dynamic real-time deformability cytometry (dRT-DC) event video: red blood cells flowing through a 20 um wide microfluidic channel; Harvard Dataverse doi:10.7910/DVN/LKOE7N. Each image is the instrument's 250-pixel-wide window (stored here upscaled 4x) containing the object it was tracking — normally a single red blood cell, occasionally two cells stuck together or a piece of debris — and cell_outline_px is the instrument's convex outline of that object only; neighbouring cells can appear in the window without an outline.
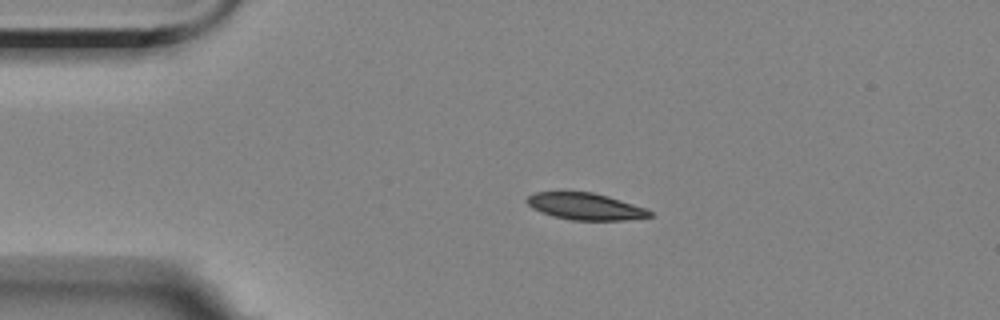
{"species": "Egyptian fruit bat (a non-hibernating species)", "species_latin": "Rousettus aegyptiacus", "temperature_condition": "room temperature", "stored_images_in_passage": 4, "camera_frame_rate_fps": 3000, "um_per_image_px": 0.085, "animal": {"sex": "female"}, "frame": {"image": 1, "passage_image": 3, "time_ms": 2.333, "image_size_px": [1000, 320], "cell_outline_px": [[652, 216], [624, 220], [572, 220], [552, 216], [540, 212], [532, 208], [524, 200], [532, 192], [560, 188], [564, 188], [592, 192], [608, 196], [644, 208], [652, 212]], "centroid_in_image_um": [49.6, 17.48], "position_along_channel_um": 35.4, "area_um2": 20.0}}